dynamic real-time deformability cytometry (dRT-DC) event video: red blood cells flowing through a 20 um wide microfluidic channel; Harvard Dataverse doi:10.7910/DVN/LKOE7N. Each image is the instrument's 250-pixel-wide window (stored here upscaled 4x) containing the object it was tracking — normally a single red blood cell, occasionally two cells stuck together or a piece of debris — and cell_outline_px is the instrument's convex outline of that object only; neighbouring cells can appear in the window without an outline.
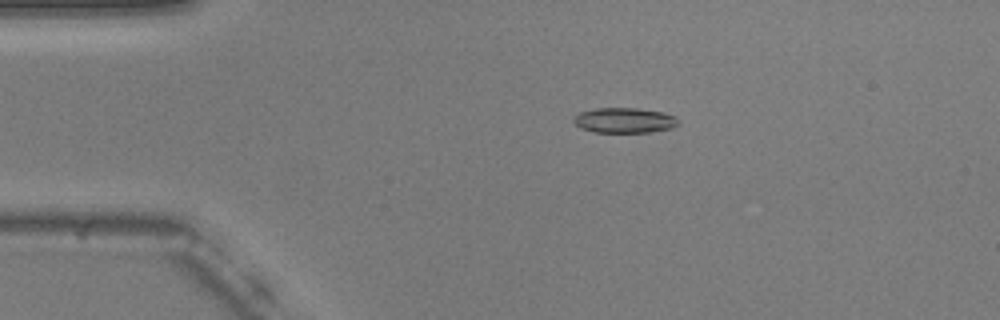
{"species": "common noctule bat (a hibernating species)", "species_latin": "Nyctalus noctula", "temperature_condition": "warm", "stored_images_in_passage": 54, "camera_frame_rate_fps": 3000, "um_per_image_px": 0.085, "animal": {"sex": "male", "body_mass_g": 20.5, "forearm_length_mm": 52.5}, "frame": {"image": 1, "passage_image": 11, "time_ms": 3.333, "image_size_px": [1000, 320], "cell_outline_px": [[680, 124], [672, 128], [648, 132], [596, 132], [584, 128], [576, 124], [572, 120], [572, 116], [580, 112], [596, 108], [636, 108], [664, 112], [676, 116], [680, 120]], "centroid_in_image_um": [53.12, 10.22], "position_along_channel_um": 31.9, "area_um2": 15.43}}
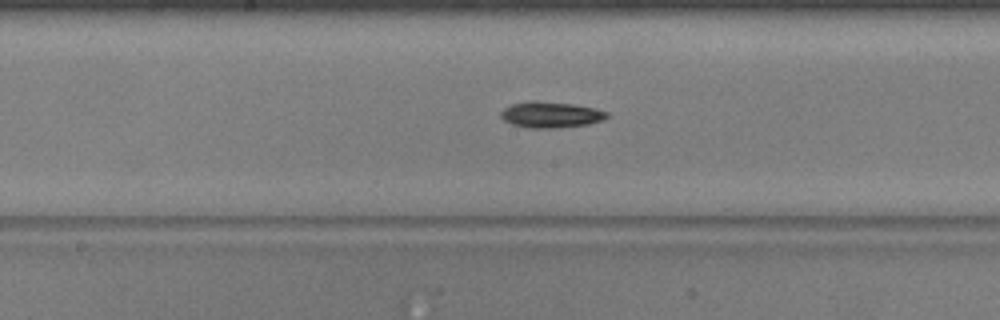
{"frame": {"image": 2, "passage_image": 28, "time_ms": 9.0, "image_size_px": [1000, 320], "cell_outline_px": [[608, 116], [604, 120], [588, 124], [556, 128], [528, 128], [512, 124], [504, 120], [500, 116], [500, 112], [504, 108], [512, 104], [572, 104], [596, 108], [608, 112]], "centroid_in_image_um": [46.88, 9.81], "position_along_channel_um": 201.3, "area_um2": 15.26}}
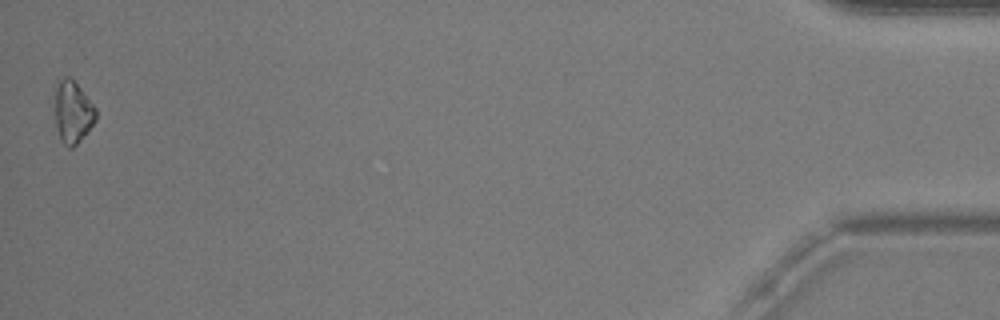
{"frame": {"image": 3, "passage_image": 54, "time_ms": 17.667, "image_size_px": [1000, 320], "cell_outline_px": [[96, 120], [88, 132], [72, 148], [68, 148], [60, 140], [56, 128], [56, 88], [60, 80], [64, 76], [72, 76], [96, 108]], "centroid_in_image_um": [6.21, 9.52], "position_along_channel_um": 429.0, "area_um2": 14.91}, "authors_computed_cell_mechanics": {"area_um2": 15.2014, "velocity_mm_per_s": 3.7442, "shape_relaxation_time_tau1_ms": 2.9017, "shape_relaxation_time_tau2_ms": null, "deformation_change_tau1": 0.1381, "deformation_change_tau2": null}}